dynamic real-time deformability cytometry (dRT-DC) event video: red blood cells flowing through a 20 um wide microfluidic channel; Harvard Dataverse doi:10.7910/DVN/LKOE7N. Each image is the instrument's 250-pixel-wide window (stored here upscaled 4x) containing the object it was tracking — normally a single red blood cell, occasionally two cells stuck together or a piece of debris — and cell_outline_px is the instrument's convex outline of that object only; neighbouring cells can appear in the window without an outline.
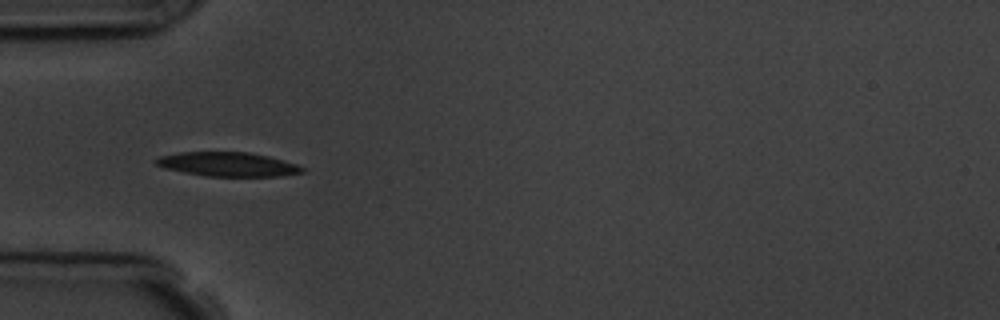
{"species": "common noctule bat (a hibernating species)", "species_latin": "Nyctalus noctula", "temperature_condition": "room temperature", "stored_images_in_passage": 6, "camera_frame_rate_fps": 3000, "um_per_image_px": 0.085, "animal": {"sex": "male", "body_mass_g": 19.5, "forearm_length_mm": 54.6}, "frame": {"image": 1, "passage_image": 4, "time_ms": 4.333, "image_size_px": [1000, 320], "cell_outline_px": [[308, 172], [280, 176], [208, 176], [184, 172], [164, 168], [156, 164], [156, 160], [160, 156], [180, 152], [248, 152], [268, 156], [284, 160], [296, 164], [304, 168]], "centroid_in_image_um": [19.42, 13.96], "position_along_channel_um": 65.6, "area_um2": 20.52}}